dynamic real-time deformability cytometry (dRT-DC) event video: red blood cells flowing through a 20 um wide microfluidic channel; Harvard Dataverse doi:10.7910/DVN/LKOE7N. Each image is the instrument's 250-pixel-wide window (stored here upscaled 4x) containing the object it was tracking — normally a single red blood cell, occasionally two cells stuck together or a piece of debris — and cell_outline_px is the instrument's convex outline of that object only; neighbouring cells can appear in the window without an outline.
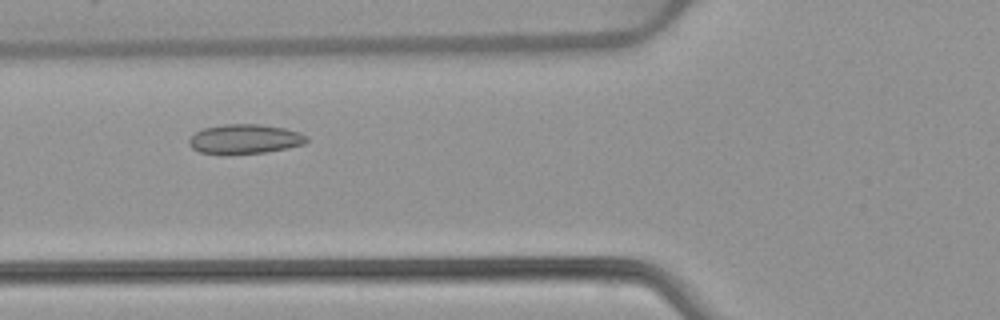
{"species": "common noctule bat (a hibernating species)", "species_latin": "Nyctalus noctula", "temperature_condition": "warm", "stored_images_in_passage": 49, "camera_frame_rate_fps": 3000, "um_per_image_px": 0.085, "animal": {"sex": "female", "body_mass_g": 22.7, "forearm_length_mm": 54.2}, "frame": {"image": 1, "passage_image": 16, "time_ms": 5.0, "image_size_px": [1000, 320], "cell_outline_px": [[308, 140], [304, 144], [288, 148], [268, 152], [228, 156], [220, 156], [200, 152], [192, 148], [188, 144], [188, 140], [196, 132], [204, 128], [224, 124], [260, 124], [284, 128], [300, 132], [308, 136]], "centroid_in_image_um": [20.79, 11.85], "position_along_channel_um": 105.0, "area_um2": 20.87}}
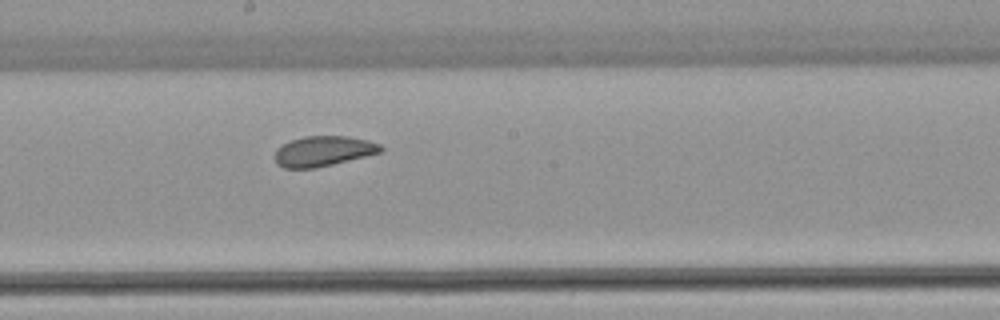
{"frame": {"image": 2, "passage_image": 25, "time_ms": 8.0, "image_size_px": [1000, 320], "cell_outline_px": [[384, 152], [316, 168], [284, 168], [276, 164], [276, 148], [292, 140], [304, 136], [348, 136], [368, 140], [380, 144], [384, 148]], "centroid_in_image_um": [27.53, 12.85], "position_along_channel_um": 220.7, "area_um2": 18.73}}
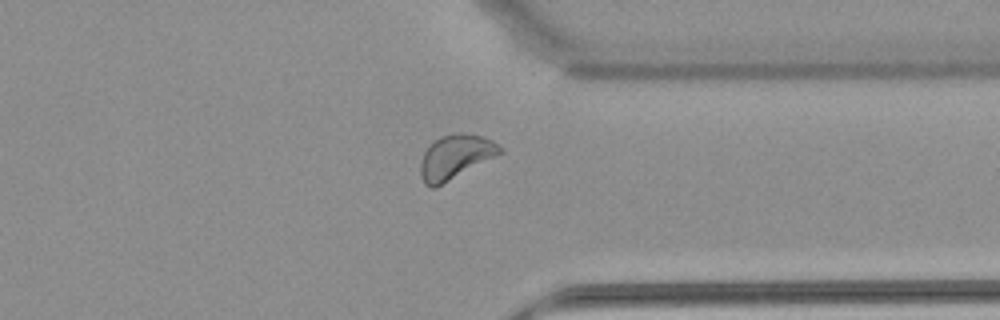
{"frame": {"image": 3, "passage_image": 37, "time_ms": 12.0, "image_size_px": [1000, 320], "cell_outline_px": [[504, 152], [436, 188], [432, 188], [424, 184], [420, 176], [420, 164], [424, 152], [428, 144], [440, 136], [456, 132], [460, 132], [480, 136], [492, 140], [504, 148]], "centroid_in_image_um": [38.69, 13.34], "position_along_channel_um": 372.7, "area_um2": 20.81}, "authors_computed_cell_mechanics": {"area_um2": 20.3456, "velocity_mm_per_s": 3.865, "shape_relaxation_time_tau1_ms": 7.8579, "shape_relaxation_time_tau2_ms": 1.5009, "deformation_change_tau1": 0.1132, "deformation_change_tau2": 0.0719}}